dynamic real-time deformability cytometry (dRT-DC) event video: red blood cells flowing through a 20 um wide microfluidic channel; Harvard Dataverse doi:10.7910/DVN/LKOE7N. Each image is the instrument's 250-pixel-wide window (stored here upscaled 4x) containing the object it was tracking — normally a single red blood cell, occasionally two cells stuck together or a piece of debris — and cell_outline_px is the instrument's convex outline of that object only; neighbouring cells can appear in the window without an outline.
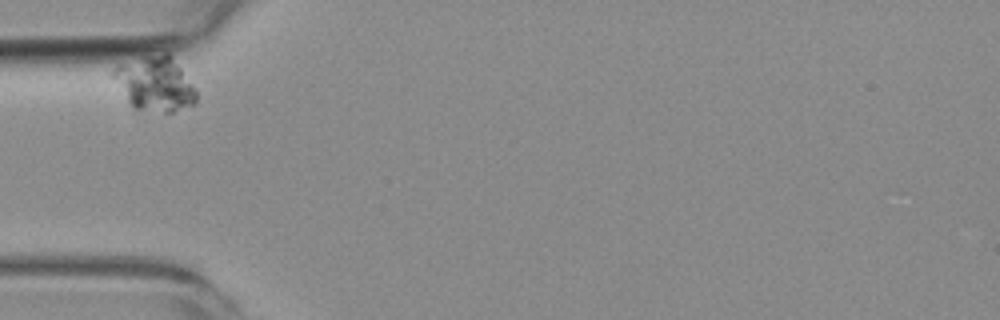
{"species": "common noctule bat (a hibernating species)", "species_latin": "Nyctalus noctula", "temperature_condition": "room temperature", "stored_images_in_passage": 3, "camera_frame_rate_fps": 3000, "um_per_image_px": 0.085, "animal": {"sex": "female", "body_mass_g": 19.3, "forearm_length_mm": 54.1}, "frame": {"image": 1, "passage_image": 1, "time_ms": 0.0, "image_size_px": [1000, 320], "cell_outline_px": [[196, 104], [172, 112], [164, 112], [136, 108], [128, 100], [112, 76], [112, 72], [120, 64], [144, 56], [164, 52], [168, 52], [196, 88]], "centroid_in_image_um": [13.22, 7.1], "position_along_channel_um": 71.8, "area_um2": 25.84}}
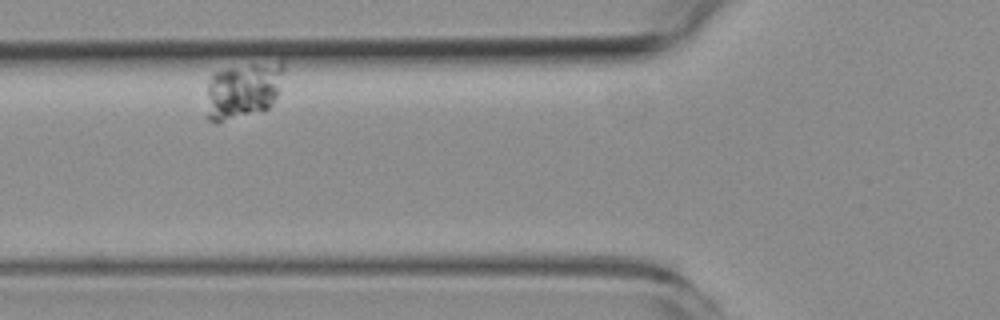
{"frame": {"image": 2, "passage_image": 2, "time_ms": 1.333, "image_size_px": [1000, 320], "cell_outline_px": [[284, 72], [276, 96], [268, 108], [264, 112], [220, 124], [216, 124], [208, 120], [208, 84], [212, 72], [224, 68], [280, 60], [284, 60]], "centroid_in_image_um": [20.67, 7.7], "position_along_channel_um": 105.1, "area_um2": 26.13}}